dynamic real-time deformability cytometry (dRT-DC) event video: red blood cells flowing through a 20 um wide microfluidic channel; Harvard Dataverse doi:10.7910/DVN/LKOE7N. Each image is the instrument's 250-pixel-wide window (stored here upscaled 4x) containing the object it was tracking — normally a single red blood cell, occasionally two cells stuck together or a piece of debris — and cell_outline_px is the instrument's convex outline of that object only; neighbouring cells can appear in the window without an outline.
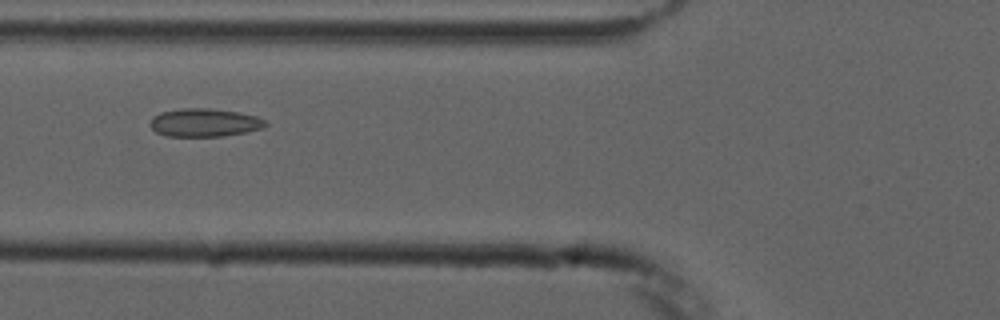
{"species": "common noctule bat (a hibernating species)", "species_latin": "Nyctalus noctula", "temperature_condition": "cold", "stored_images_in_passage": 4, "camera_frame_rate_fps": 3000, "um_per_image_px": 0.085, "animal": {"sex": "male", "forearm_length_mm": 52.5}, "frame": {"image": 1, "passage_image": 2, "time_ms": 1.0, "image_size_px": [1000, 320], "cell_outline_px": [[268, 124], [264, 128], [244, 132], [220, 136], [164, 136], [156, 132], [148, 124], [152, 116], [160, 112], [180, 108], [208, 108], [240, 112], [256, 116], [264, 120]], "centroid_in_image_um": [17.34, 10.41], "position_along_channel_um": 108.5, "area_um2": 19.07}}
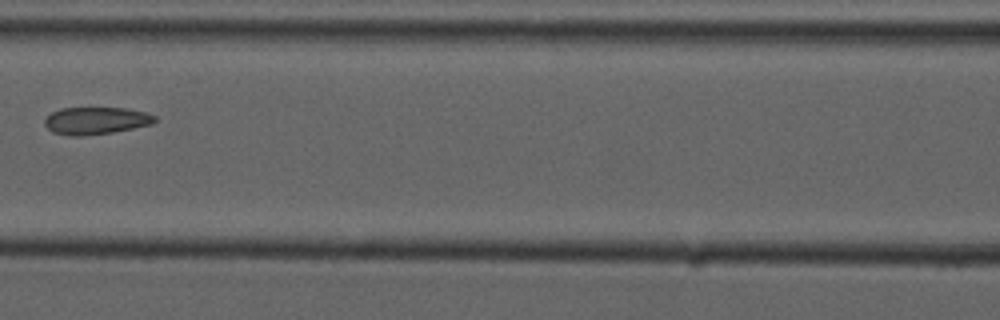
{"frame": {"image": 2, "passage_image": 3, "time_ms": 2.333, "image_size_px": [1000, 320], "cell_outline_px": [[156, 120], [152, 124], [112, 132], [80, 136], [72, 136], [52, 132], [44, 124], [44, 120], [52, 112], [60, 108], [128, 108], [144, 112], [156, 116]], "centroid_in_image_um": [8.14, 10.25], "position_along_channel_um": 158.5, "area_um2": 17.4}}
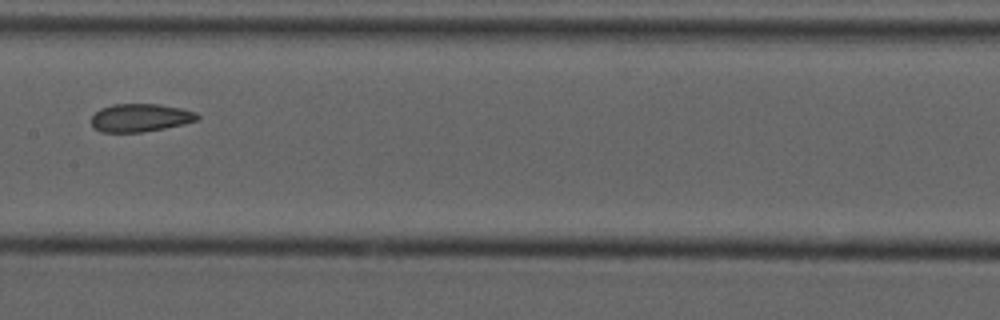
{"frame": {"image": 3, "passage_image": 4, "time_ms": 3.333, "image_size_px": [1000, 320], "cell_outline_px": [[200, 116], [196, 120], [164, 128], [140, 132], [100, 132], [92, 124], [92, 116], [100, 108], [112, 104], [160, 104], [180, 108], [196, 112]], "centroid_in_image_um": [11.9, 9.99], "position_along_channel_um": 195.5, "area_um2": 17.11}}